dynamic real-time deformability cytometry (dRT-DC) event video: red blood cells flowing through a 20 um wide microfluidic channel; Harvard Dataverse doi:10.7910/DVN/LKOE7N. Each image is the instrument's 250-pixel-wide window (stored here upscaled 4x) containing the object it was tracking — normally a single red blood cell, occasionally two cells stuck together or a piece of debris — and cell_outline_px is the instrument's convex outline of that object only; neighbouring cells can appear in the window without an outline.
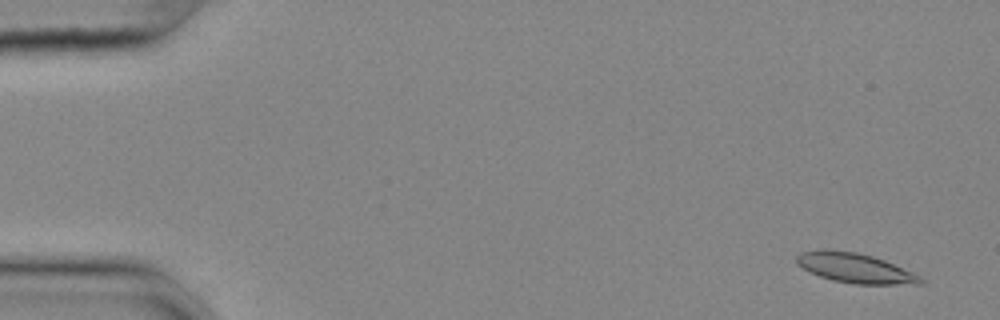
{"species": "common noctule bat (a hibernating species)", "species_latin": "Nyctalus noctula", "temperature_condition": "cold", "stored_images_in_passage": 56, "camera_frame_rate_fps": 3000, "um_per_image_px": 0.085, "animal": {"sex": "female", "body_mass_g": 25.1}, "frame": {"image": 1, "passage_image": 3, "time_ms": 0.667, "image_size_px": [1000, 320], "cell_outline_px": [[924, 284], [856, 284], [832, 280], [820, 276], [796, 264], [796, 256], [800, 252], [820, 248], [824, 248], [856, 252], [872, 256], [884, 260], [920, 276], [924, 280]], "centroid_in_image_um": [72.64, 22.76], "position_along_channel_um": 12.4, "area_um2": 21.44}}
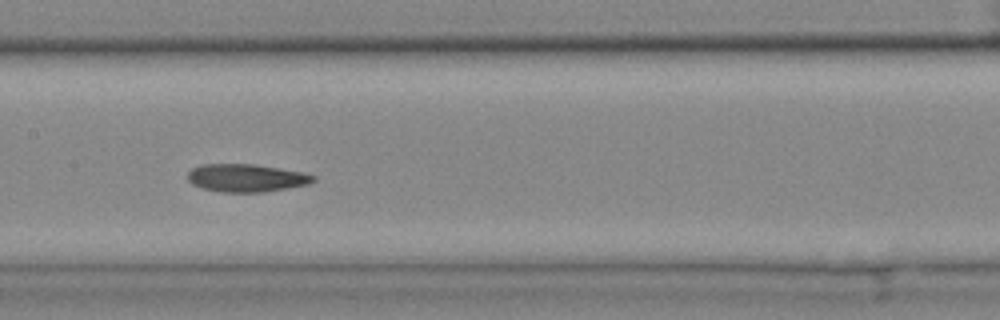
{"frame": {"image": 2, "passage_image": 28, "time_ms": 9.0, "image_size_px": [1000, 320], "cell_outline_px": [[316, 180], [308, 184], [288, 188], [264, 192], [220, 192], [204, 188], [192, 184], [188, 180], [188, 172], [192, 168], [200, 164], [256, 164], [300, 172], [316, 176]], "centroid_in_image_um": [20.92, 15.12], "position_along_channel_um": 186.5, "area_um2": 20.35}}
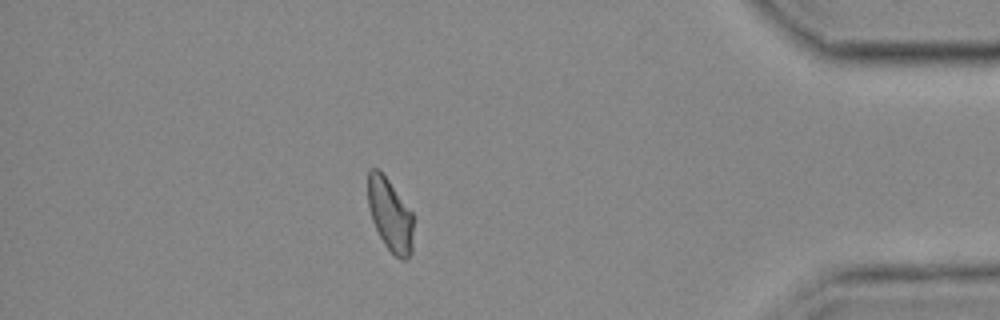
{"frame": {"image": 3, "passage_image": 49, "time_ms": 16.0, "image_size_px": [1000, 320], "cell_outline_px": [[412, 252], [404, 260], [400, 260], [384, 244], [372, 220], [368, 204], [368, 168], [380, 168], [412, 212]], "centroid_in_image_um": [33.14, 18.22], "position_along_channel_um": 402.1, "area_um2": 19.19}, "authors_computed_cell_mechanics": {"area_um2": 20.6057, "velocity_mm_per_s": 3.6364, "shape_relaxation_time_tau1_ms": 5.5214, "shape_relaxation_time_tau2_ms": 2.9859, "deformation_change_tau1": 0.1438, "deformation_change_tau2": 0.0936}}